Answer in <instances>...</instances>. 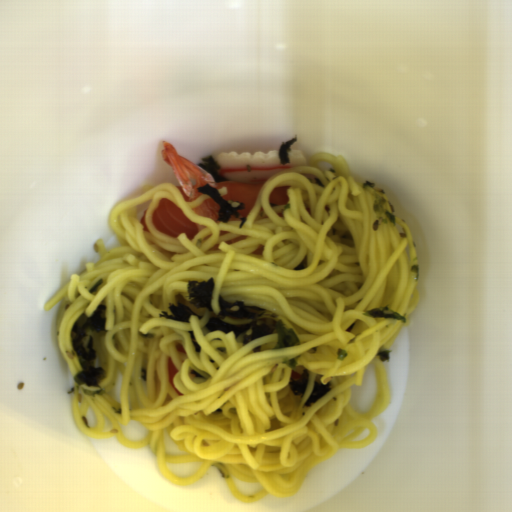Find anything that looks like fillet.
Wrapping results in <instances>:
<instances>
[{
  "label": "fillet",
  "instance_id": "25842a12",
  "mask_svg": "<svg viewBox=\"0 0 512 512\" xmlns=\"http://www.w3.org/2000/svg\"><path fill=\"white\" fill-rule=\"evenodd\" d=\"M152 220L157 230L172 237L177 238L185 233L190 240L199 232L196 221L188 219L178 205L167 197L160 199L152 212Z\"/></svg>",
  "mask_w": 512,
  "mask_h": 512
},
{
  "label": "fillet",
  "instance_id": "e2c912f1",
  "mask_svg": "<svg viewBox=\"0 0 512 512\" xmlns=\"http://www.w3.org/2000/svg\"><path fill=\"white\" fill-rule=\"evenodd\" d=\"M265 182L260 183H244L241 181L225 180L223 182H216V189L220 191L224 187L227 188V193L222 195L226 202H238L244 204L243 209H238L240 213L246 217L251 212L257 198L259 191Z\"/></svg>",
  "mask_w": 512,
  "mask_h": 512
},
{
  "label": "fillet",
  "instance_id": "e495c32b",
  "mask_svg": "<svg viewBox=\"0 0 512 512\" xmlns=\"http://www.w3.org/2000/svg\"><path fill=\"white\" fill-rule=\"evenodd\" d=\"M290 186L275 187L272 190V192H271V194L269 196L271 206L274 207V206H277V205H280V204L288 203L289 197L287 195V189Z\"/></svg>",
  "mask_w": 512,
  "mask_h": 512
},
{
  "label": "fillet",
  "instance_id": "f6d04758",
  "mask_svg": "<svg viewBox=\"0 0 512 512\" xmlns=\"http://www.w3.org/2000/svg\"><path fill=\"white\" fill-rule=\"evenodd\" d=\"M148 209H149V207L144 211V213H143V215H142V217H141V219H140V222H139V223L142 225L143 229H145L146 231H148V232H149V230H148V228H147V226H146V224H145V220H144V216H145V214L147 213ZM149 233H150V232H149Z\"/></svg>",
  "mask_w": 512,
  "mask_h": 512
},
{
  "label": "fillet",
  "instance_id": "f7120dc5",
  "mask_svg": "<svg viewBox=\"0 0 512 512\" xmlns=\"http://www.w3.org/2000/svg\"><path fill=\"white\" fill-rule=\"evenodd\" d=\"M176 187L180 189V191H181V193H182V195H183V198H184L185 202H188L189 197H188V195L186 194V192L183 190V188L181 187V185H180V186H176Z\"/></svg>",
  "mask_w": 512,
  "mask_h": 512
}]
</instances>
